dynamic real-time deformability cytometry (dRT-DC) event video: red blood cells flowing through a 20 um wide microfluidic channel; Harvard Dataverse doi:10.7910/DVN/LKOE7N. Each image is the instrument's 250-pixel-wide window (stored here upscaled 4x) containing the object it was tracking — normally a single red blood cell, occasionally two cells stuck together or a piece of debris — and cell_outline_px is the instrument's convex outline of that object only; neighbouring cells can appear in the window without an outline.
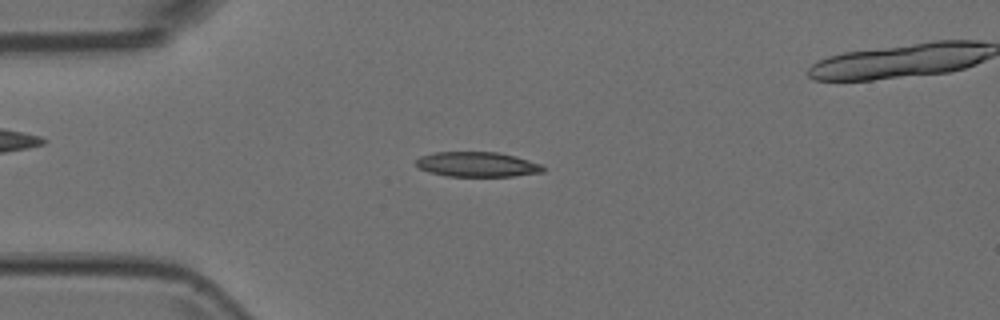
{"species": "Egyptian fruit bat (a non-hibernating species)", "species_latin": "Rousettus aegyptiacus", "temperature_condition": "room temperature", "stored_images_in_passage": 54, "camera_frame_rate_fps": 3000, "um_per_image_px": 0.085, "animal": {"sex": "female"}, "frame": {"image": 1, "passage_image": 13, "time_ms": 4.0, "image_size_px": [1000, 320], "cell_outline_px": [[544, 172], [512, 176], [448, 176], [428, 172], [420, 168], [416, 164], [416, 160], [420, 156], [432, 152], [500, 152], [516, 156], [540, 164], [544, 168]], "centroid_in_image_um": [40.55, 13.96], "position_along_channel_um": 44.5, "area_um2": 18.44}}
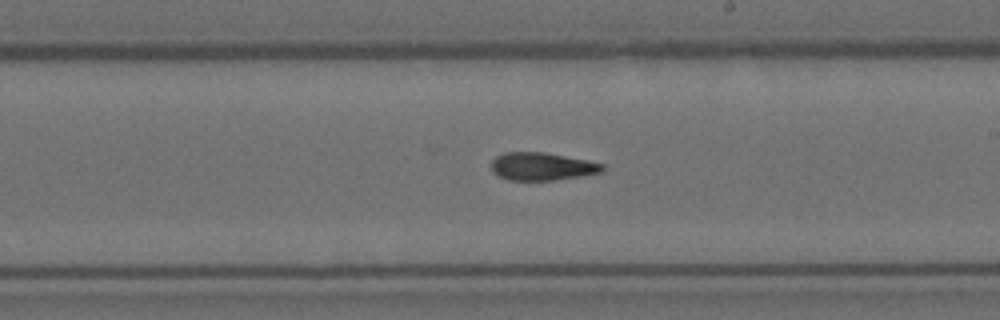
{"frame": {"image": 2, "passage_image": 30, "time_ms": 9.667, "image_size_px": [1000, 320], "cell_outline_px": [[604, 172], [580, 176], [552, 180], [508, 180], [492, 172], [492, 160], [496, 156], [504, 152], [544, 152], [588, 160], [604, 164]], "centroid_in_image_um": [46.08, 14.14], "position_along_channel_um": 242.9, "area_um2": 18.03}}
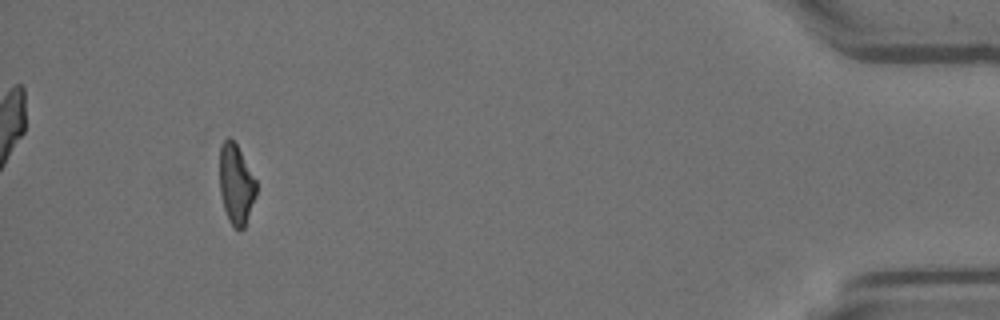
{"frame": {"image": 3, "passage_image": 49, "time_ms": 16.0, "image_size_px": [1000, 320], "cell_outline_px": [[256, 196], [244, 228], [240, 232], [228, 220], [224, 208], [220, 192], [220, 144], [228, 136], [236, 144], [256, 180]], "centroid_in_image_um": [20.06, 15.68], "position_along_channel_um": 415.1, "area_um2": 16.99}}